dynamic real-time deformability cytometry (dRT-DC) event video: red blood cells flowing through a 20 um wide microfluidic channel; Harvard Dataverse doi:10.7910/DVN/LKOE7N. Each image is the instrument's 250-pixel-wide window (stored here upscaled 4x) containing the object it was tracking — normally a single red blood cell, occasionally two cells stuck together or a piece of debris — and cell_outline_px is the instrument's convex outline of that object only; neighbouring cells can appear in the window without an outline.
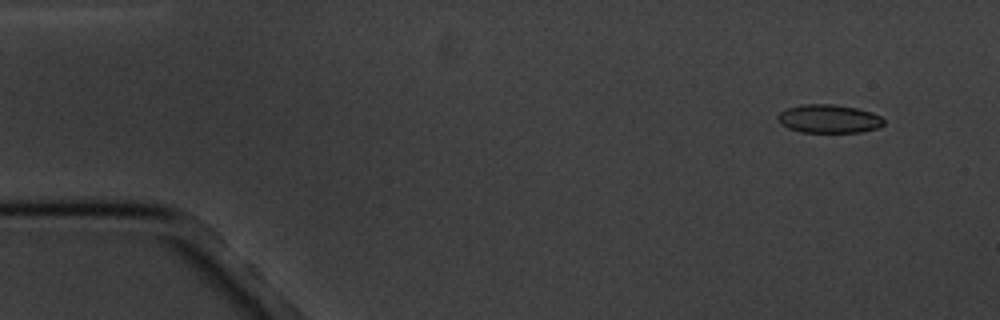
{"species": "common noctule bat (a hibernating species)", "species_latin": "Nyctalus noctula", "temperature_condition": "cold", "stored_images_in_passage": 6, "camera_frame_rate_fps": 3000, "um_per_image_px": 0.085, "animal": {"sex": "male", "body_mass_g": 20.1, "forearm_length_mm": 53.5}, "frame": {"image": 1, "passage_image": 2, "time_ms": 1.333, "image_size_px": [1000, 320], "cell_outline_px": [[884, 124], [880, 128], [860, 132], [800, 132], [788, 128], [780, 124], [776, 120], [776, 116], [780, 112], [788, 108], [800, 104], [832, 104], [856, 108], [872, 112], [880, 116], [884, 120]], "centroid_in_image_um": [70.43, 10.1], "position_along_channel_um": 14.6, "area_um2": 17.74}}
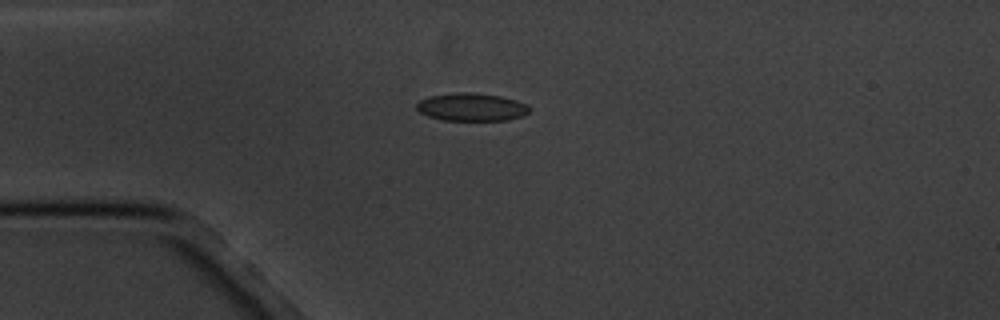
{"frame": {"image": 2, "passage_image": 5, "time_ms": 4.667, "image_size_px": [1000, 320], "cell_outline_px": [[532, 108], [524, 116], [508, 120], [444, 120], [428, 116], [420, 112], [416, 108], [416, 104], [420, 100], [428, 96], [456, 92], [468, 92], [500, 96], [516, 100], [528, 104]], "centroid_in_image_um": [40.11, 9.1], "position_along_channel_um": 44.9, "area_um2": 18.44}}